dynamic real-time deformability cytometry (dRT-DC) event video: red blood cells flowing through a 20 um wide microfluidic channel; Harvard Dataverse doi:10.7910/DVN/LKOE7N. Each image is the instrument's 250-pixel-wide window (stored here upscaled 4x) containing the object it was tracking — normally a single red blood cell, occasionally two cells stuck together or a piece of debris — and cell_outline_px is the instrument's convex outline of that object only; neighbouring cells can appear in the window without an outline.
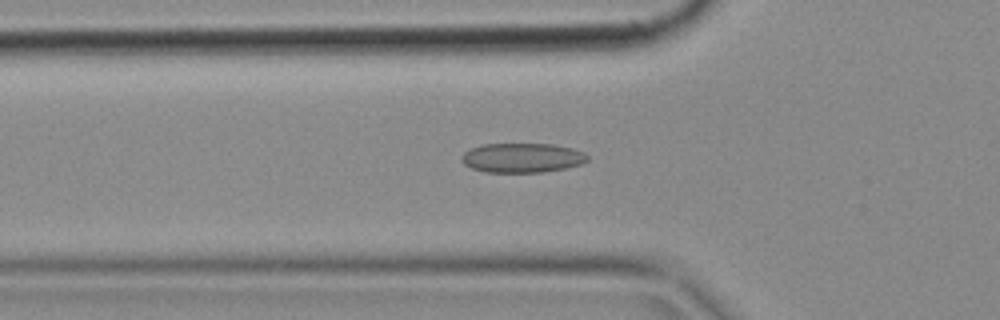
{"species": "common noctule bat (a hibernating species)", "species_latin": "Nyctalus noctula", "temperature_condition": "cold", "stored_images_in_passage": 49, "camera_frame_rate_fps": 3000, "um_per_image_px": 0.085, "animal": {"sex": "female", "body_mass_g": 18.4}, "frame": {"image": 1, "passage_image": 16, "time_ms": 5.0, "image_size_px": [1000, 320], "cell_outline_px": [[588, 160], [580, 164], [564, 168], [544, 172], [484, 172], [472, 168], [464, 164], [460, 160], [460, 156], [464, 152], [480, 144], [552, 144], [572, 148], [584, 152], [588, 156]], "centroid_in_image_um": [44.35, 13.41], "position_along_channel_um": 81.4, "area_um2": 21.68}}
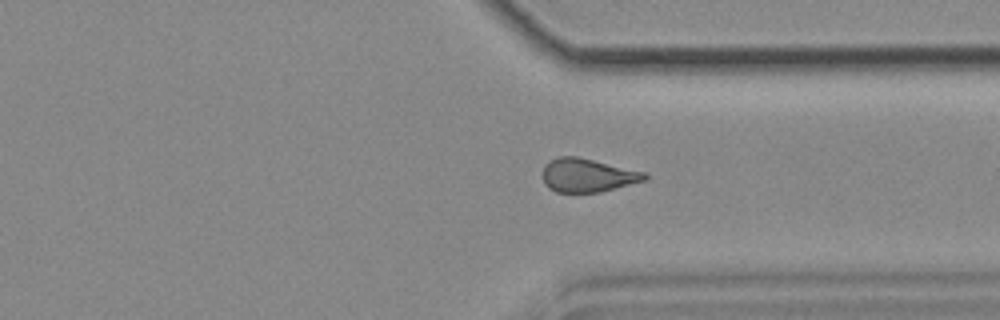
{"frame": {"image": 2, "passage_image": 37, "time_ms": 12.0, "image_size_px": [1000, 320], "cell_outline_px": [[648, 180], [600, 192], [556, 192], [548, 188], [544, 184], [544, 164], [560, 156], [576, 156], [648, 172]], "centroid_in_image_um": [50.0, 14.9], "position_along_channel_um": 361.4, "area_um2": 20.06}}
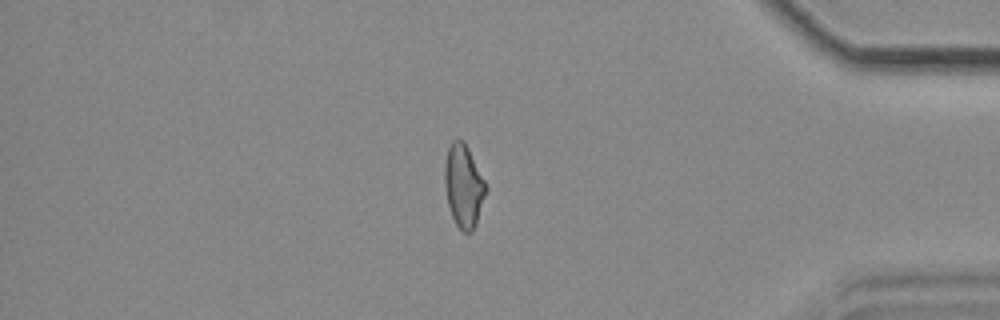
{"frame": {"image": 3, "passage_image": 42, "time_ms": 13.667, "image_size_px": [1000, 320], "cell_outline_px": [[488, 188], [476, 224], [472, 232], [464, 232], [456, 224], [452, 216], [448, 204], [444, 184], [444, 164], [448, 148], [452, 140], [464, 140]], "centroid_in_image_um": [39.4, 15.8], "position_along_channel_um": 395.8, "area_um2": 19.83}}